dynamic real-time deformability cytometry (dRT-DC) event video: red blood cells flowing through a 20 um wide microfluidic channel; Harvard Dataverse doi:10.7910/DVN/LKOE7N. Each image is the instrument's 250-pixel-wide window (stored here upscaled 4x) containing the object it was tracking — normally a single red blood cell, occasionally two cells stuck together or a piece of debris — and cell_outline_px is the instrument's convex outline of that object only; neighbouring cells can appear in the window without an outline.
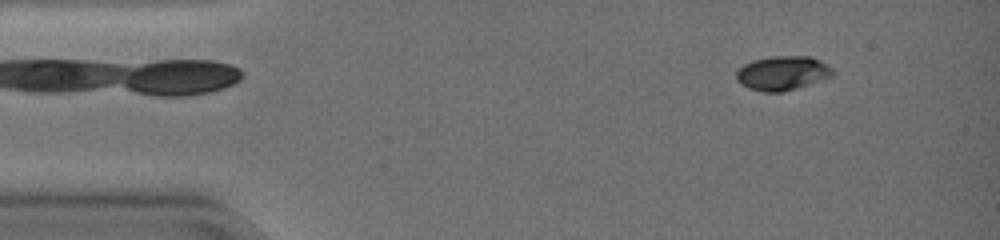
{"species": "common noctule bat (a hibernating species)", "species_latin": "Nyctalus noctula", "temperature_condition": "warm", "stored_images_in_passage": 59, "camera_frame_rate_fps": 3000, "um_per_image_px": 0.085, "animal": {"sex": "female", "body_mass_g": 19.0, "forearm_length_mm": 51.5}, "frame": {"image": 1, "passage_image": 7, "time_ms": 2.0, "image_size_px": [1000, 240], "cell_outline_px": [[836, 72], [832, 76], [784, 92], [764, 92], [748, 88], [740, 84], [736, 80], [736, 72], [744, 64], [752, 60], [768, 56], [812, 56], [828, 64]], "centroid_in_image_um": [66.51, 6.2], "position_along_channel_um": 18.5, "area_um2": 19.42}}
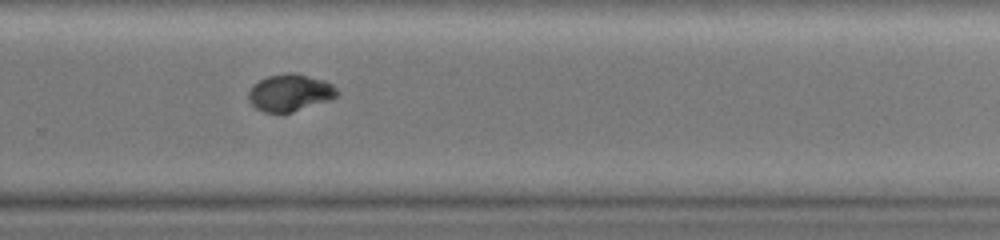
{"frame": {"image": 2, "passage_image": 41, "time_ms": 13.333, "image_size_px": [1000, 240], "cell_outline_px": [[340, 92], [332, 100], [292, 112], [264, 112], [256, 108], [252, 104], [248, 96], [248, 92], [252, 84], [268, 76], [288, 72], [296, 72], [324, 80], [332, 84]], "centroid_in_image_um": [24.67, 7.87], "position_along_channel_um": 305.1, "area_um2": 19.31}}
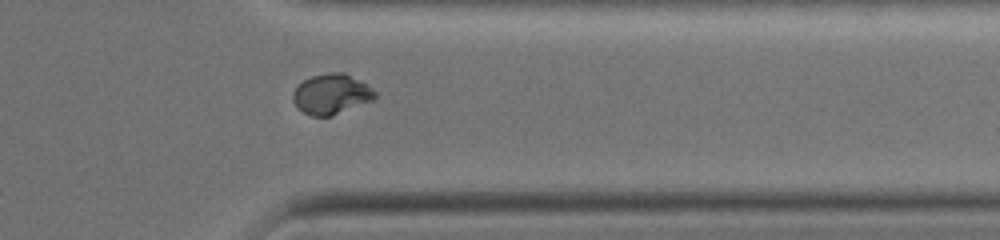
{"frame": {"image": 3, "passage_image": 48, "time_ms": 15.667, "image_size_px": [1000, 240], "cell_outline_px": [[376, 96], [372, 100], [332, 116], [312, 116], [304, 112], [292, 100], [292, 92], [304, 80], [312, 76], [328, 72], [344, 72], [372, 88], [376, 92]], "centroid_in_image_um": [28.16, 7.99], "position_along_channel_um": 383.2, "area_um2": 18.96}, "authors_computed_cell_mechanics": {"area_um2": 19.652, "velocity_mm_per_s": 3.2969, "shape_relaxation_time_tau1_ms": 9.9328, "shape_relaxation_time_tau2_ms": null, "deformation_change_tau1": 0.2881, "deformation_change_tau2": null}}